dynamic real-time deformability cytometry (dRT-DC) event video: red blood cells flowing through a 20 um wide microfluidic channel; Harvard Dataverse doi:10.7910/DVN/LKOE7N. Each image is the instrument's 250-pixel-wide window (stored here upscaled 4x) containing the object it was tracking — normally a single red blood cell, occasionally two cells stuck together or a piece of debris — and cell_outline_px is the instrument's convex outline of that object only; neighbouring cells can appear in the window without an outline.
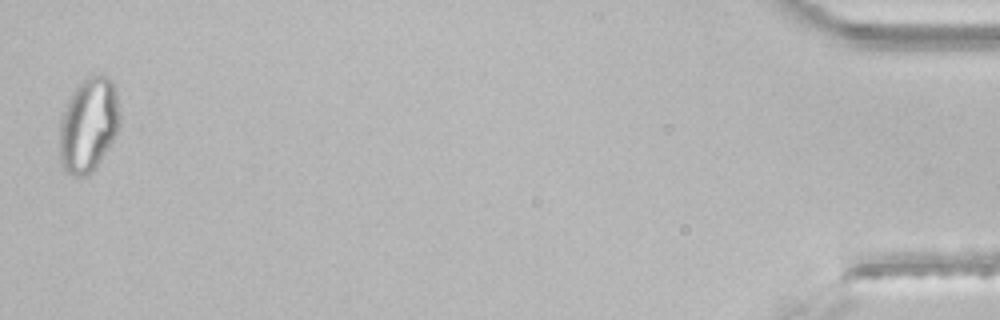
{"species": "common noctule bat (a hibernating species)", "species_latin": "Nyctalus noctula", "temperature_condition": "room temperature", "stored_images_in_passage": 30, "segment_of_instrument_passage": [2, 2], "camera_frame_rate_fps": 3000, "um_per_image_px": 0.085, "animal": {"sex": "male", "body_mass_g": 21.5, "forearm_length_mm": 52.0}, "frame": {"image": 1, "passage_image": 30, "time_ms": 9.667, "image_size_px": [1000, 320], "cell_outline_px": [[120, 124], [112, 140], [96, 168], [88, 176], [76, 176], [64, 172], [60, 160], [60, 120], [68, 100], [76, 84], [84, 76], [92, 72], [108, 76], [112, 80], [116, 92], [120, 116]], "centroid_in_image_um": [7.52, 10.56], "position_along_channel_um": 427.7, "area_um2": 33.64}}